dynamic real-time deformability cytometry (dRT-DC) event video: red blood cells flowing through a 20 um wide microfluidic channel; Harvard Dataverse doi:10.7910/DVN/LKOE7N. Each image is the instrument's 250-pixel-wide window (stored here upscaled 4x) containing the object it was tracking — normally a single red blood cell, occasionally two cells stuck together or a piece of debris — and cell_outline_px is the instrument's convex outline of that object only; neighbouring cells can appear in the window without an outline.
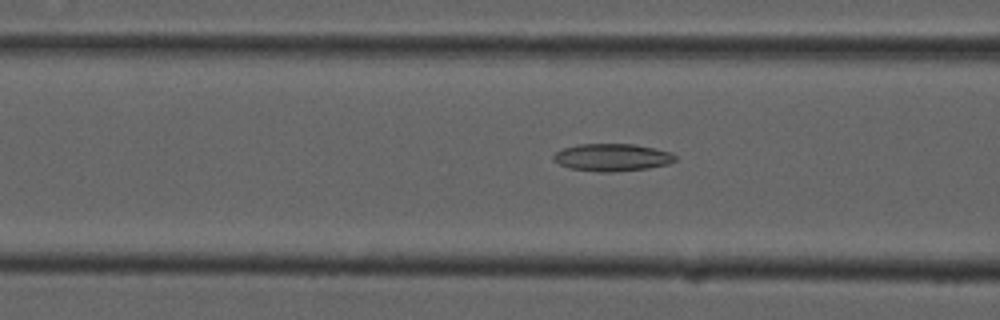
{"species": "common noctule bat (a hibernating species)", "species_latin": "Nyctalus noctula", "temperature_condition": "cold", "stored_images_in_passage": 54, "camera_frame_rate_fps": 3000, "um_per_image_px": 0.085, "animal": {"sex": "male", "forearm_length_mm": 52.5}, "frame": {"image": 1, "passage_image": 21, "time_ms": 6.667, "image_size_px": [1000, 320], "cell_outline_px": [[676, 160], [668, 164], [648, 168], [612, 172], [596, 172], [568, 168], [552, 160], [552, 156], [556, 152], [564, 148], [580, 144], [636, 144], [672, 152], [676, 156]], "centroid_in_image_um": [52.03, 13.38], "position_along_channel_um": 114.6, "area_um2": 19.59}}
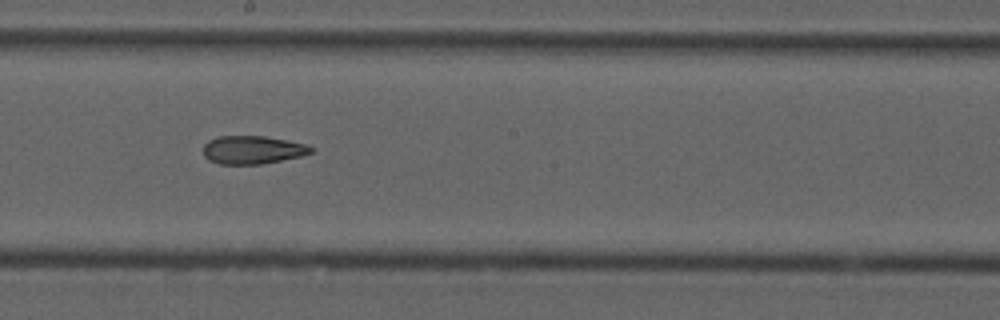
{"frame": {"image": 2, "passage_image": 30, "time_ms": 9.667, "image_size_px": [1000, 320], "cell_outline_px": [[316, 148], [312, 152], [304, 156], [260, 164], [220, 164], [208, 160], [204, 156], [204, 144], [208, 140], [220, 136], [264, 136], [288, 140], [308, 144]], "centroid_in_image_um": [21.52, 12.73], "position_along_channel_um": 226.7, "area_um2": 17.92}}
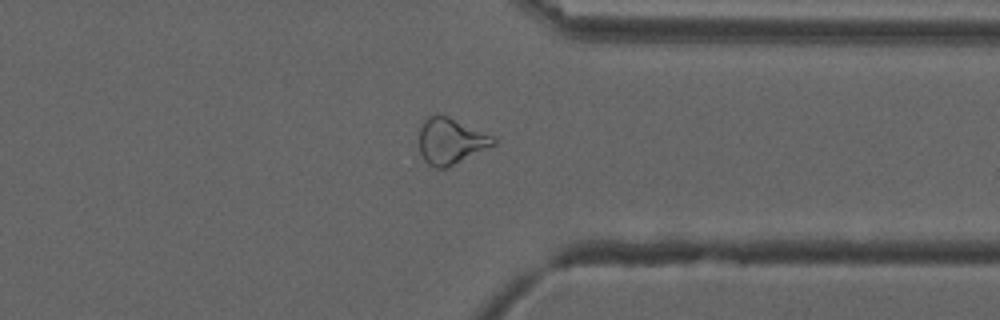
{"frame": {"image": 3, "passage_image": 42, "time_ms": 13.667, "image_size_px": [1000, 320], "cell_outline_px": [[496, 144], [448, 168], [436, 168], [428, 164], [424, 160], [420, 152], [420, 128], [424, 120], [428, 116], [448, 116], [496, 136]], "centroid_in_image_um": [38.35, 12.01], "position_along_channel_um": 373.0, "area_um2": 20.0}, "authors_computed_cell_mechanics": {"area_um2": 20.0566, "velocity_mm_per_s": 3.7328, "shape_relaxation_time_tau1_ms": null, "shape_relaxation_time_tau2_ms": 4.7468, "deformation_change_tau1": null, "deformation_change_tau2": 0.1452}}